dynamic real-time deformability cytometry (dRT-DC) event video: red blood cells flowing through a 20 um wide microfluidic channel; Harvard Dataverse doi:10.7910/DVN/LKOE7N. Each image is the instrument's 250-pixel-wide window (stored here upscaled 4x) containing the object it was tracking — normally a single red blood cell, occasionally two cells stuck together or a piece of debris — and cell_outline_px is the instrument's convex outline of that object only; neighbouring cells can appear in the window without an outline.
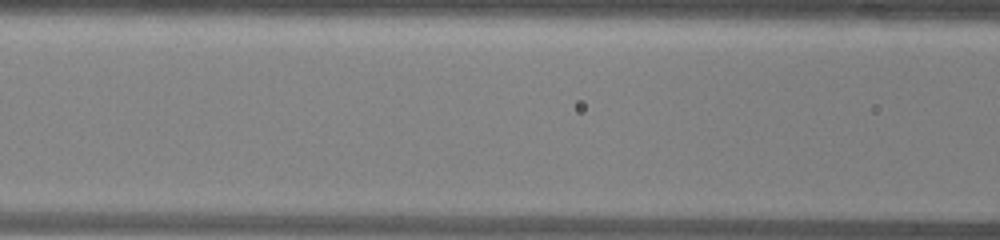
{"species": "common noctule bat (a hibernating species)", "species_latin": "Nyctalus noctula", "temperature_condition": "warm", "stored_images_in_passage": 5, "segment_of_instrument_passage": [2, 2], "camera_frame_rate_fps": 3000, "um_per_image_px": 0.085, "animal": {"sex": "male", "body_mass_g": 13.0, "forearm_length_mm": 53.1}, "frame": {"image": 1, "passage_image": 5, "time_ms": 1.333, "image_size_px": [1000, 240], "cell_outline_px": [[984, 188], [948, 192], [864, 192], [852, 188], [844, 180], [848, 176], [880, 172], [976, 172]], "centroid_in_image_um": [77.77, 15.46], "position_along_channel_um": 88.8, "area_um2": 17.98}}